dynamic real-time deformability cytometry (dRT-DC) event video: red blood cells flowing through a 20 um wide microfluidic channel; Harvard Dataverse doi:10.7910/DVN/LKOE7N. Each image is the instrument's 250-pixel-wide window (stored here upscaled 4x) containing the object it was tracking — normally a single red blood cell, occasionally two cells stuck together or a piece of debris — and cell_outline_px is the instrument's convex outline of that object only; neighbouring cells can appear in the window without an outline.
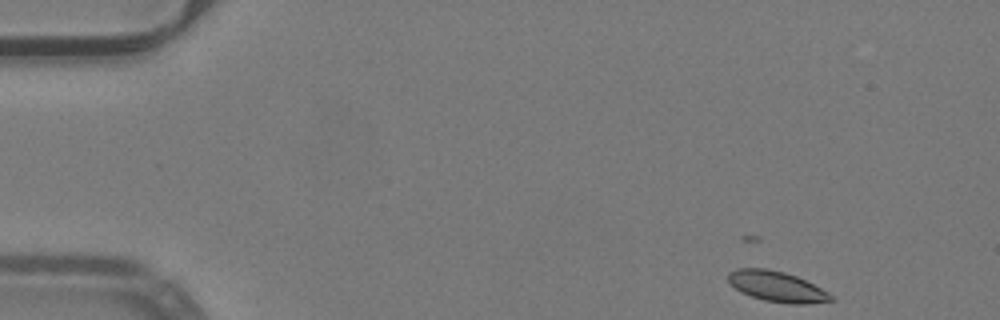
{"species": "common noctule bat (a hibernating species)", "species_latin": "Nyctalus noctula", "temperature_condition": "warm", "stored_images_in_passage": 47, "camera_frame_rate_fps": 3000, "um_per_image_px": 0.085, "animal": {"sex": "male", "body_mass_g": 19.2, "forearm_length_mm": 51.8}, "frame": {"image": 1, "passage_image": 1, "time_ms": 0.0, "image_size_px": [1000, 320], "cell_outline_px": [[836, 300], [808, 304], [792, 304], [764, 300], [740, 292], [728, 280], [728, 272], [736, 268], [768, 268], [784, 272], [796, 276], [828, 292]], "centroid_in_image_um": [66.03, 24.35], "position_along_channel_um": 19.0, "area_um2": 18.15}}
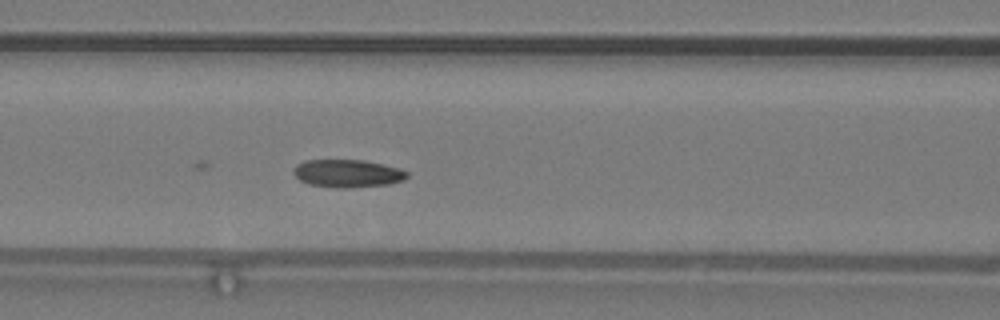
{"frame": {"image": 2, "passage_image": 18, "time_ms": 5.667, "image_size_px": [1000, 320], "cell_outline_px": [[408, 176], [404, 180], [388, 184], [352, 188], [336, 188], [308, 184], [300, 180], [292, 172], [296, 164], [304, 160], [364, 160], [400, 168], [408, 172]], "centroid_in_image_um": [29.53, 14.74], "position_along_channel_um": 137.1, "area_um2": 18.55}}
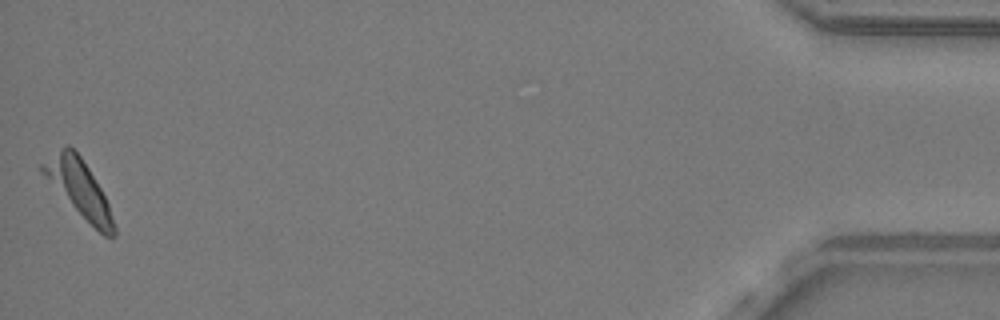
{"frame": {"image": 3, "passage_image": 47, "time_ms": 15.333, "image_size_px": [1000, 320], "cell_outline_px": [[116, 236], [104, 236], [40, 172], [40, 164], [64, 144], [68, 144], [80, 156], [88, 168], [100, 188], [108, 204], [116, 228]], "centroid_in_image_um": [6.72, 15.95], "position_along_channel_um": 428.5, "area_um2": 22.31}}